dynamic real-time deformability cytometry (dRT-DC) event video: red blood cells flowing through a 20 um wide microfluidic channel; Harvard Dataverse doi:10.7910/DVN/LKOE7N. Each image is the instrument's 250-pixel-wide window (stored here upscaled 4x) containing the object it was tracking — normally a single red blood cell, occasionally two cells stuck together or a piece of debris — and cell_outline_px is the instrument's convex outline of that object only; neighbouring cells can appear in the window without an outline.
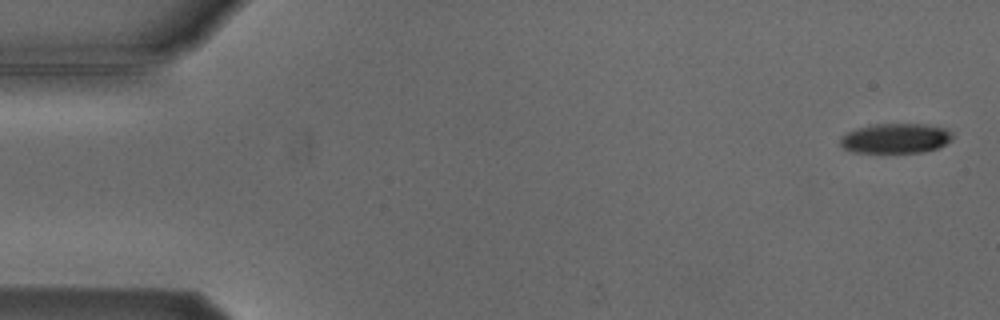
{"species": "Egyptian fruit bat (a non-hibernating species)", "species_latin": "Rousettus aegyptiacus", "temperature_condition": "cold", "stored_images_in_passage": 4, "camera_frame_rate_fps": 3000, "um_per_image_px": 0.085, "animal": {"sex": "male"}, "frame": {"image": 1, "passage_image": 1, "time_ms": 0.0, "image_size_px": [1000, 320], "cell_outline_px": [[952, 140], [936, 148], [924, 152], [852, 152], [844, 148], [840, 144], [840, 136], [856, 128], [876, 124], [928, 124], [944, 128], [952, 132]], "centroid_in_image_um": [76.12, 11.75], "position_along_channel_um": 8.9, "area_um2": 19.48}}